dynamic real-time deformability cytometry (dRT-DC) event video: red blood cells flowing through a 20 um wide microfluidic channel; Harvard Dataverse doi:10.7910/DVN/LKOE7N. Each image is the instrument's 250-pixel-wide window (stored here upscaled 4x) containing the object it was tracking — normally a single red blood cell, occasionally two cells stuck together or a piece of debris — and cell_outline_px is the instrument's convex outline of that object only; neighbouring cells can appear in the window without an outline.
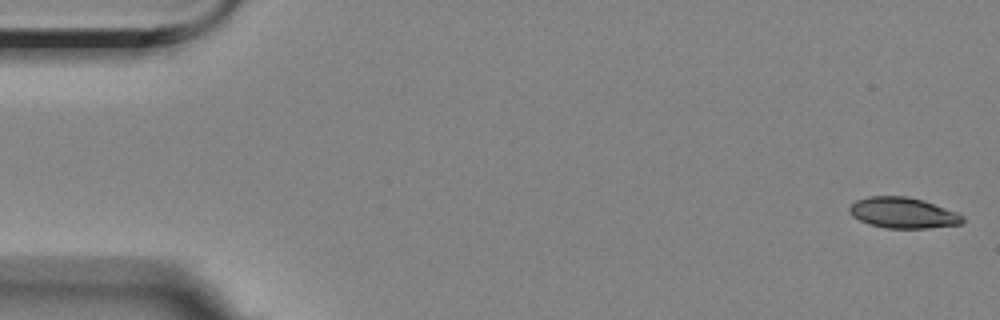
{"species": "Egyptian fruit bat (a non-hibernating species)", "species_latin": "Rousettus aegyptiacus", "temperature_condition": "room temperature", "stored_images_in_passage": 16, "camera_frame_rate_fps": 3000, "um_per_image_px": 0.085, "animal": {"sex": "female"}, "frame": {"image": 1, "passage_image": 1, "time_ms": 0.0, "image_size_px": [1000, 320], "cell_outline_px": [[964, 220], [960, 224], [928, 228], [884, 228], [868, 224], [852, 216], [848, 212], [848, 208], [856, 200], [868, 196], [908, 196], [924, 200], [956, 212], [964, 216]], "centroid_in_image_um": [76.73, 18.09], "position_along_channel_um": 8.3, "area_um2": 20.4}}
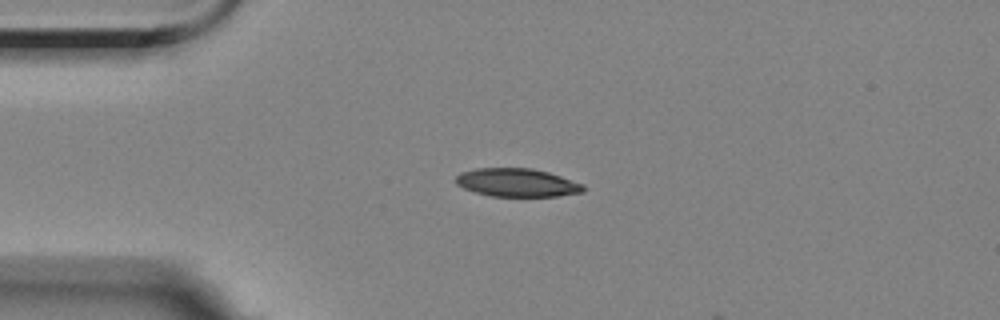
{"frame": {"image": 2, "passage_image": 13, "time_ms": 4.0, "image_size_px": [1000, 320], "cell_outline_px": [[584, 192], [556, 196], [492, 196], [476, 192], [464, 188], [456, 184], [456, 176], [460, 172], [476, 168], [532, 168], [548, 172], [584, 184]], "centroid_in_image_um": [43.94, 15.51], "position_along_channel_um": 41.1, "area_um2": 20.92}}